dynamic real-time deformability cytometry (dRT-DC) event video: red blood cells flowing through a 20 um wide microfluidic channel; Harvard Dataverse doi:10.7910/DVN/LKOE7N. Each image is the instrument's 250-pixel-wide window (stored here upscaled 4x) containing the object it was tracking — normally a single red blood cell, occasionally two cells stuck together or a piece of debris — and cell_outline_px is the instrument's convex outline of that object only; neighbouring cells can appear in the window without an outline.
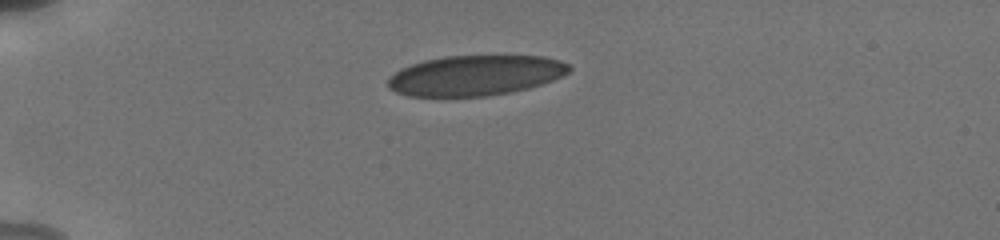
{"species": "human", "species_latin": "Homo sapiens", "temperature_condition": "cold", "stored_images_in_passage": 16, "camera_frame_rate_fps": 3000, "um_per_image_px": 0.085, "donor": {"sex": "male"}, "frame": {"image": 1, "passage_image": 1, "time_ms": 0.0, "image_size_px": [1000, 240], "cell_outline_px": [[572, 68], [568, 72], [552, 80], [528, 88], [512, 92], [488, 96], [408, 96], [396, 92], [388, 88], [388, 80], [400, 68], [424, 60], [444, 56], [544, 56], [560, 60], [568, 64]], "centroid_in_image_um": [40.4, 6.41], "position_along_channel_um": 44.6, "area_um2": 42.37}}
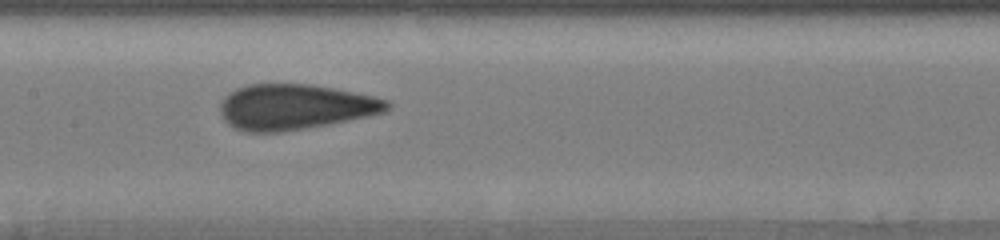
{"frame": {"image": 2, "passage_image": 11, "time_ms": 4.667, "image_size_px": [1000, 240], "cell_outline_px": [[392, 108], [384, 112], [368, 116], [304, 128], [280, 132], [244, 132], [232, 128], [224, 120], [220, 112], [220, 104], [224, 96], [236, 88], [248, 84], [312, 84], [372, 96], [388, 100], [392, 104]], "centroid_in_image_um": [25.03, 9.09], "position_along_channel_um": 182.4, "area_um2": 44.16}}
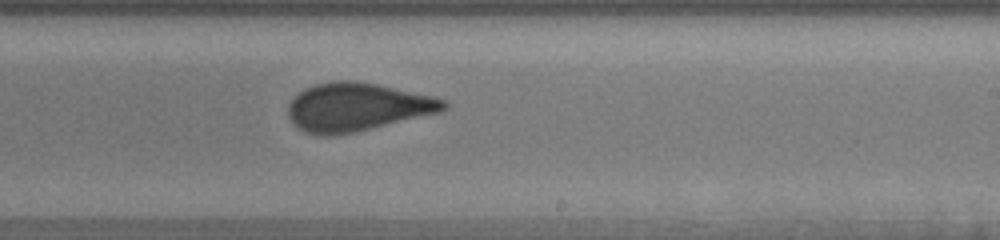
{"frame": {"image": 3, "passage_image": 16, "time_ms": 6.667, "image_size_px": [1000, 240], "cell_outline_px": [[448, 108], [440, 112], [336, 136], [320, 136], [304, 132], [288, 116], [288, 104], [304, 88], [316, 84], [336, 80], [352, 80], [376, 84], [432, 96], [448, 100]], "centroid_in_image_um": [30.35, 9.1], "position_along_channel_um": 258.6, "area_um2": 43.47}}